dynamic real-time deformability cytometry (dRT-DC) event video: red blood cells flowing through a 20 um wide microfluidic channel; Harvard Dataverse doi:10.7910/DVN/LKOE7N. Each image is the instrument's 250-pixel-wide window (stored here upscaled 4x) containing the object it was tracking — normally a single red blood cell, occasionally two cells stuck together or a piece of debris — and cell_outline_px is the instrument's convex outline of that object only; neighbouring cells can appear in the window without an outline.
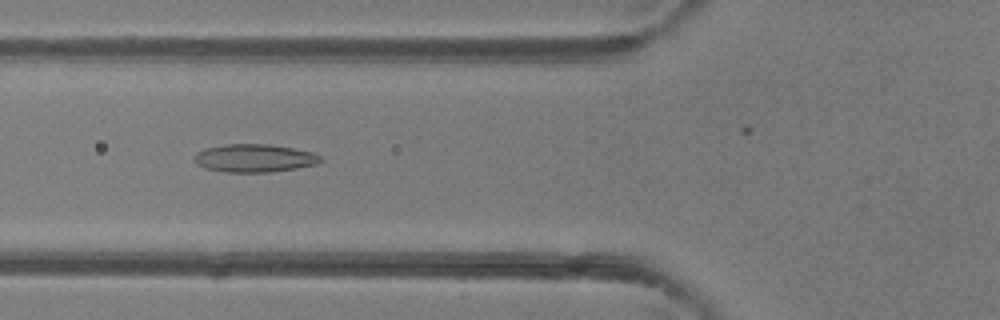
{"species": "common noctule bat (a hibernating species)", "species_latin": "Nyctalus noctula", "temperature_condition": "room temperature", "stored_images_in_passage": 39, "camera_frame_rate_fps": 3000, "um_per_image_px": 0.085, "animal": {"sex": "female"}, "frame": {"image": 1, "passage_image": 19, "time_ms": 6.0, "image_size_px": [1000, 320], "cell_outline_px": [[324, 160], [316, 164], [296, 168], [272, 172], [224, 172], [204, 168], [196, 164], [196, 152], [208, 148], [224, 144], [268, 144], [292, 148], [312, 152], [320, 156]], "centroid_in_image_um": [21.64, 13.45], "position_along_channel_um": 104.2, "area_um2": 20.52}}
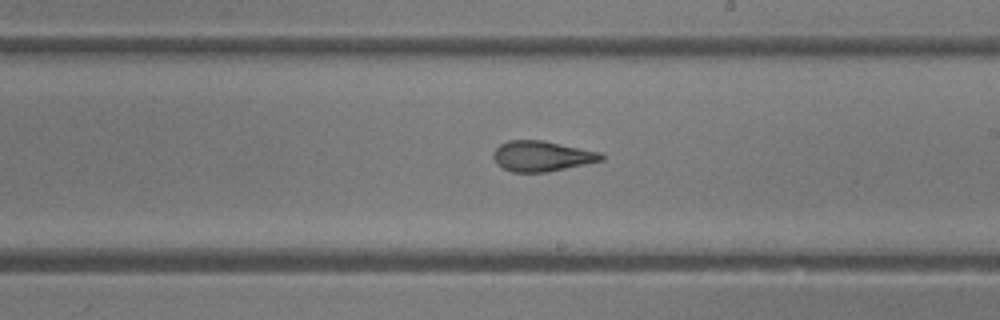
{"frame": {"image": 2, "passage_image": 29, "time_ms": 9.333, "image_size_px": [1000, 320], "cell_outline_px": [[604, 160], [548, 172], [512, 172], [496, 164], [492, 156], [492, 152], [500, 144], [508, 140], [544, 140], [600, 152], [604, 156]], "centroid_in_image_um": [46.03, 13.27], "position_along_channel_um": 243.0, "area_um2": 19.25}}
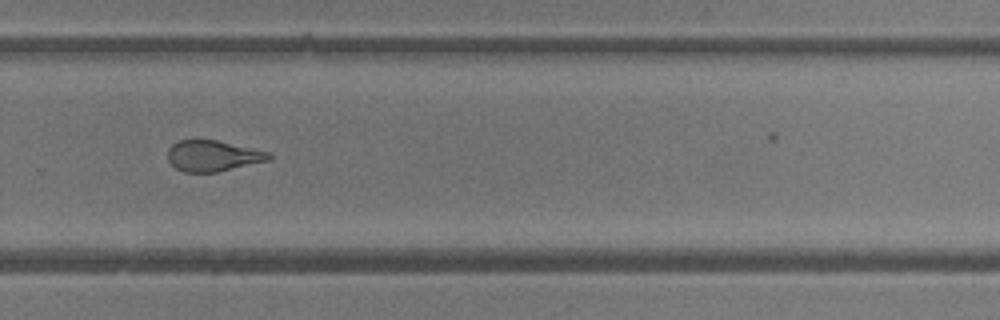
{"frame": {"image": 3, "passage_image": 34, "time_ms": 11.0, "image_size_px": [1000, 320], "cell_outline_px": [[272, 160], [216, 172], [184, 172], [176, 168], [168, 160], [168, 148], [172, 144], [180, 140], [216, 140], [272, 152]], "centroid_in_image_um": [18.14, 13.25], "position_along_channel_um": 311.7, "area_um2": 18.32}}